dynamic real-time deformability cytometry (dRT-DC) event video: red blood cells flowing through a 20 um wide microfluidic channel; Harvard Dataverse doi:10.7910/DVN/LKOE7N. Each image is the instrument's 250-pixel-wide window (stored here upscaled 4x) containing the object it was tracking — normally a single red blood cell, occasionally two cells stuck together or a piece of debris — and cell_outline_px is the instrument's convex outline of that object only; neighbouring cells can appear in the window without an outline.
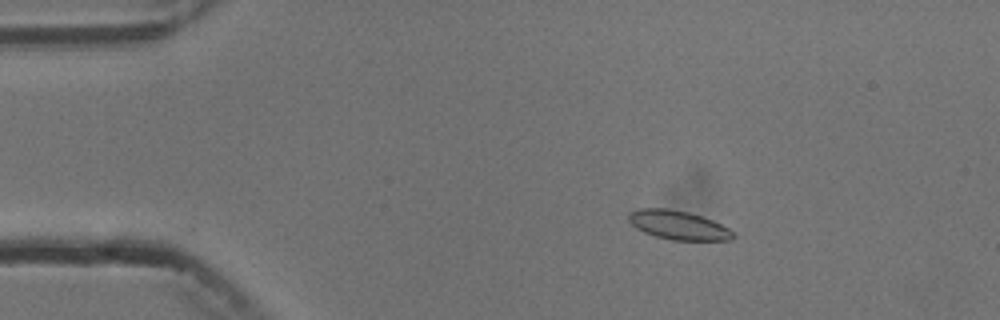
{"species": "common noctule bat (a hibernating species)", "species_latin": "Nyctalus noctula", "temperature_condition": "cold", "stored_images_in_passage": 5, "camera_frame_rate_fps": 3000, "um_per_image_px": 0.085, "animal": {"sex": "male", "body_mass_g": 13.3}, "frame": {"image": 1, "passage_image": 3, "time_ms": 2.333, "image_size_px": [1000, 320], "cell_outline_px": [[736, 236], [732, 240], [672, 240], [656, 236], [644, 232], [636, 228], [628, 220], [628, 212], [640, 208], [668, 208], [688, 212], [712, 220], [728, 228]], "centroid_in_image_um": [57.63, 19.13], "position_along_channel_um": 27.4, "area_um2": 17.57}}
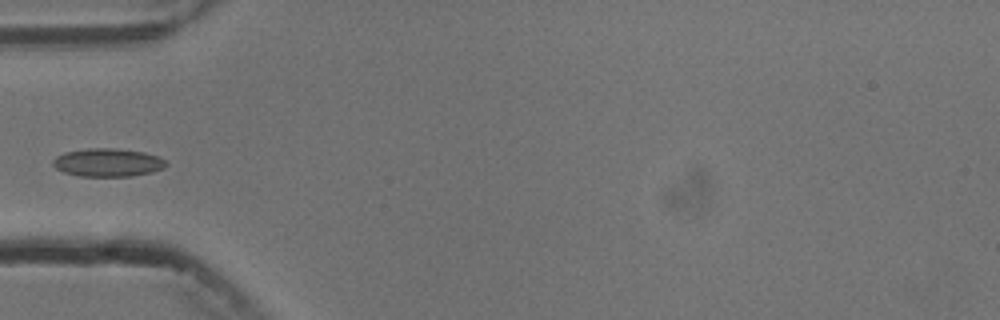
{"frame": {"image": 2, "passage_image": 5, "time_ms": 5.333, "image_size_px": [1000, 320], "cell_outline_px": [[168, 164], [164, 168], [152, 172], [132, 176], [80, 176], [64, 172], [56, 168], [52, 164], [52, 160], [56, 156], [64, 152], [88, 148], [116, 148], [144, 152], [160, 156], [168, 160]], "centroid_in_image_um": [9.2, 13.8], "position_along_channel_um": 75.8, "area_um2": 18.84}}